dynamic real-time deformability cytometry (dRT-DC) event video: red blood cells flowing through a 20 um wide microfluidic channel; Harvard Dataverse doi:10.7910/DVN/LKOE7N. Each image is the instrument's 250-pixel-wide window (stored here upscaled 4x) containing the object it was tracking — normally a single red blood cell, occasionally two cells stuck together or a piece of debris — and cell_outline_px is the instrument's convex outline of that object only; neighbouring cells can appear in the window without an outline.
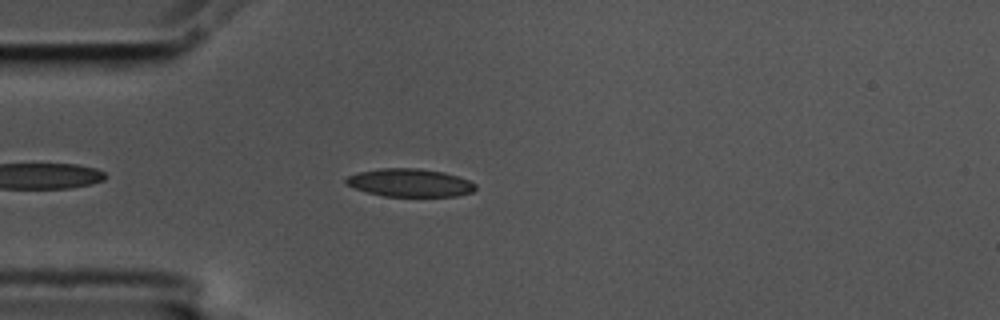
{"species": "common noctule bat (a hibernating species)", "species_latin": "Nyctalus noctula", "temperature_condition": "cold", "stored_images_in_passage": 27, "camera_frame_rate_fps": 3000, "um_per_image_px": 0.085, "animal": {"sex": "male", "body_mass_g": 17.5, "forearm_length_mm": 52.3}, "frame": {"image": 1, "passage_image": 5, "time_ms": 1.333, "image_size_px": [1000, 320], "cell_outline_px": [[476, 188], [472, 192], [456, 196], [384, 196], [368, 192], [356, 188], [348, 184], [344, 180], [348, 176], [360, 172], [380, 168], [420, 168], [444, 172], [468, 180], [476, 184]], "centroid_in_image_um": [34.87, 15.53], "position_along_channel_um": 50.1, "area_um2": 20.92}}